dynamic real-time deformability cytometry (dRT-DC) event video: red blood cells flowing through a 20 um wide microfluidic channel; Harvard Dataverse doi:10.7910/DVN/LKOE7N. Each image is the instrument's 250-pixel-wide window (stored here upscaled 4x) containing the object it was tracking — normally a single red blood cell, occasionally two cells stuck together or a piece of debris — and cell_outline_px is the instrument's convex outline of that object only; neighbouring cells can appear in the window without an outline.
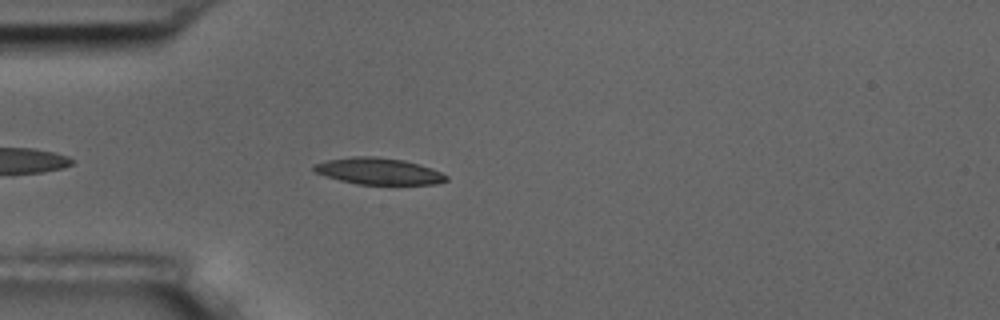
{"species": "common noctule bat (a hibernating species)", "species_latin": "Nyctalus noctula", "temperature_condition": "room temperature", "stored_images_in_passage": 4, "camera_frame_rate_fps": 3000, "um_per_image_px": 0.085, "animal": {"sex": "male", "body_mass_g": 17.5, "forearm_length_mm": 52.3}, "frame": {"image": 1, "passage_image": 4, "time_ms": 3.667, "image_size_px": [1000, 320], "cell_outline_px": [[448, 180], [436, 184], [356, 184], [340, 180], [316, 172], [312, 168], [312, 164], [328, 160], [352, 156], [376, 156], [404, 160], [420, 164], [432, 168], [448, 176]], "centroid_in_image_um": [32.2, 14.54], "position_along_channel_um": 52.8, "area_um2": 20.46}}